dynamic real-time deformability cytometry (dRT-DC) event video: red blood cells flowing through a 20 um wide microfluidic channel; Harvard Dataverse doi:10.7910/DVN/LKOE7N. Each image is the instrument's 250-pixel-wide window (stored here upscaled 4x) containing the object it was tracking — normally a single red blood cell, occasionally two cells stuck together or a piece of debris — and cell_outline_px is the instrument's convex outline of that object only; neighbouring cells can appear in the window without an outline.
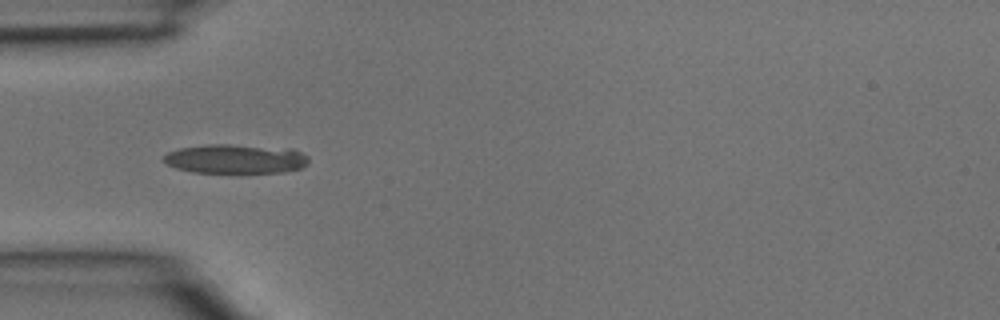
{"species": "common noctule bat (a hibernating species)", "species_latin": "Nyctalus noctula", "temperature_condition": "room temperature", "stored_images_in_passage": 2, "camera_frame_rate_fps": 3000, "um_per_image_px": 0.085, "animal": {"sex": "male", "body_mass_g": 15.6}, "frame": {"image": 1, "passage_image": 2, "time_ms": 0.333, "image_size_px": [1000, 320], "cell_outline_px": [[308, 164], [300, 168], [284, 172], [192, 172], [176, 168], [168, 164], [164, 160], [164, 156], [168, 152], [180, 148], [208, 144], [228, 144], [292, 148], [308, 156]], "centroid_in_image_um": [20.05, 13.49], "position_along_channel_um": 64.9, "area_um2": 24.62}}